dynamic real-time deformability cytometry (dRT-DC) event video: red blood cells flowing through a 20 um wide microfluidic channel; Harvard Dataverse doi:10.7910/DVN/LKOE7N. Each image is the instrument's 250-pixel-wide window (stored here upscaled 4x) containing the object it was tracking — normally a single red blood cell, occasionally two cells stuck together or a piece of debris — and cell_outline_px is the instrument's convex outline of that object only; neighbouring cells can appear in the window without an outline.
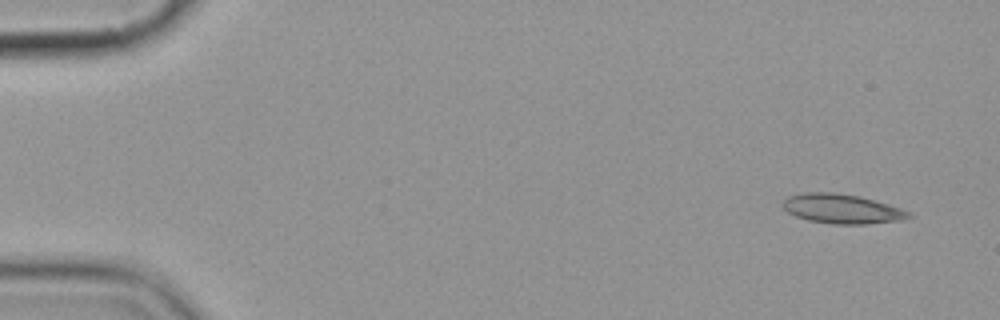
{"species": "common noctule bat (a hibernating species)", "species_latin": "Nyctalus noctula", "temperature_condition": "cold", "stored_images_in_passage": 10, "camera_frame_rate_fps": 3000, "um_per_image_px": 0.085, "animal": {"sex": "female", "body_mass_g": 19.9}, "frame": {"image": 1, "passage_image": 1, "time_ms": 0.0, "image_size_px": [1000, 320], "cell_outline_px": [[912, 216], [900, 220], [864, 224], [832, 224], [808, 220], [796, 216], [788, 212], [780, 204], [788, 196], [804, 192], [832, 192], [860, 196], [888, 204], [900, 208], [908, 212]], "centroid_in_image_um": [71.51, 17.74], "position_along_channel_um": 13.5, "area_um2": 21.5}}
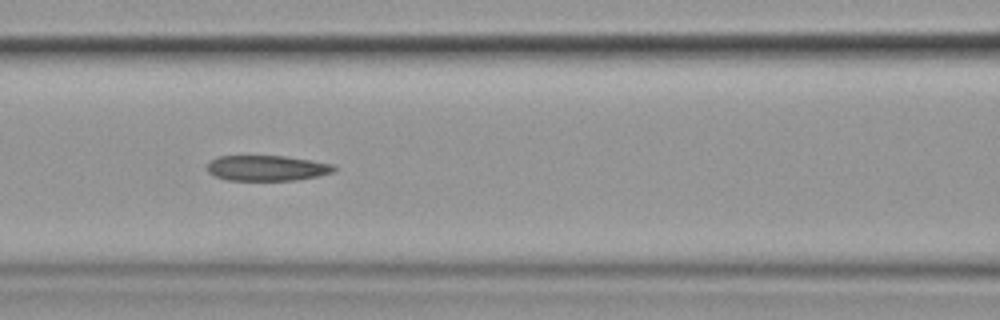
{"frame": {"image": 2, "passage_image": 7, "time_ms": 7.0, "image_size_px": [1000, 320], "cell_outline_px": [[336, 168], [332, 172], [320, 176], [296, 180], [228, 180], [216, 176], [208, 172], [208, 164], [212, 160], [220, 156], [284, 156], [332, 164]], "centroid_in_image_um": [22.7, 14.29], "position_along_channel_um": 143.9, "area_um2": 18.55}}
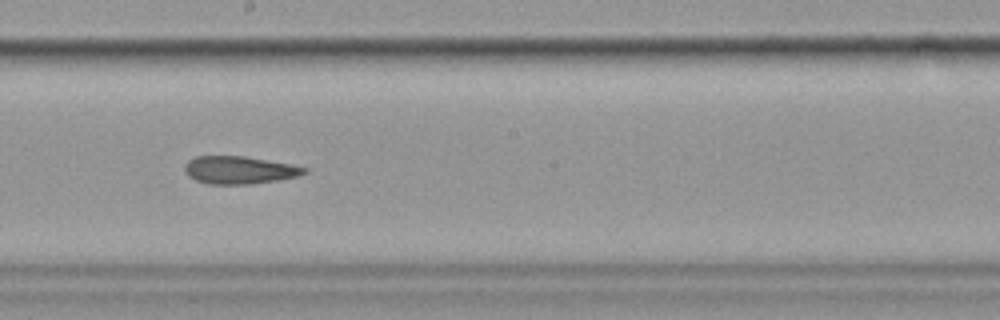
{"frame": {"image": 3, "passage_image": 9, "time_ms": 9.333, "image_size_px": [1000, 320], "cell_outline_px": [[308, 172], [296, 176], [276, 180], [248, 184], [208, 184], [196, 180], [188, 176], [184, 172], [184, 164], [188, 160], [196, 156], [244, 156], [288, 164], [308, 168]], "centroid_in_image_um": [20.28, 14.45], "position_along_channel_um": 227.9, "area_um2": 19.13}}